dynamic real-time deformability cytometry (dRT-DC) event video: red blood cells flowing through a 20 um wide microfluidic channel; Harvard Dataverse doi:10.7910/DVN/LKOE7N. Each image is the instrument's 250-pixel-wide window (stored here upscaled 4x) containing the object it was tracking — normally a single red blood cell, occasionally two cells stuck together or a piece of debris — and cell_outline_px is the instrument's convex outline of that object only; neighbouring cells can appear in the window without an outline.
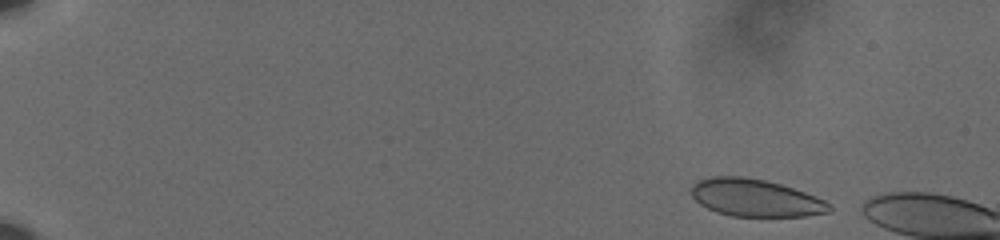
{"species": "human", "species_latin": "Homo sapiens", "temperature_condition": "cold", "stored_images_in_passage": 11, "camera_frame_rate_fps": 3000, "um_per_image_px": 0.085, "donor": {"sex": "male"}, "frame": {"image": 1, "passage_image": 4, "time_ms": 1.0, "image_size_px": [1000, 240], "cell_outline_px": [[832, 208], [828, 212], [808, 216], [732, 216], [716, 212], [700, 204], [692, 196], [692, 184], [696, 180], [712, 176], [744, 176], [764, 180], [780, 184], [804, 192], [824, 200], [832, 204]], "centroid_in_image_um": [64.19, 16.81], "position_along_channel_um": 20.8, "area_um2": 30.06}}